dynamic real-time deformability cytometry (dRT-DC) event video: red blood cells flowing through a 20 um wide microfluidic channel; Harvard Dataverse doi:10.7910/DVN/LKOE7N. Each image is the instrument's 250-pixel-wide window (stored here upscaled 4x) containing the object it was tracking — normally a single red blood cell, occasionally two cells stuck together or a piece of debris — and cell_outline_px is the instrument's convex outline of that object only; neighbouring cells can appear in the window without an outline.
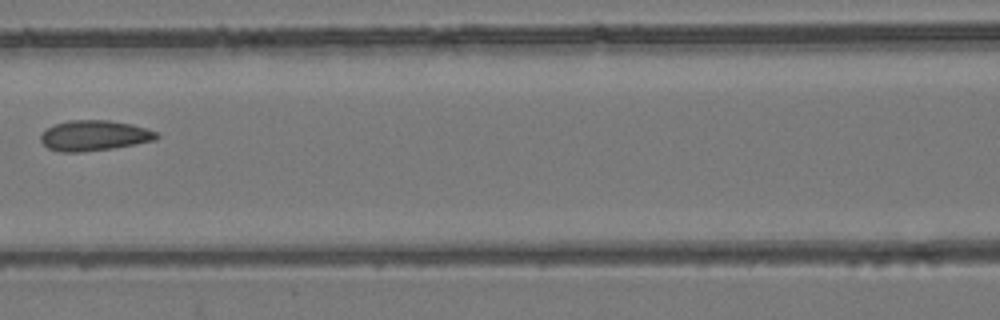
{"species": "common noctule bat (a hibernating species)", "species_latin": "Nyctalus noctula", "temperature_condition": "room temperature", "stored_images_in_passage": 8, "camera_frame_rate_fps": 3000, "um_per_image_px": 0.085, "animal": {"sex": "female", "body_mass_g": 24.6, "forearm_length_mm": 56.2}, "frame": {"image": 1, "passage_image": 7, "time_ms": 2.0, "image_size_px": [1000, 320], "cell_outline_px": [[160, 136], [156, 140], [136, 144], [112, 148], [80, 152], [60, 152], [48, 148], [40, 140], [40, 136], [48, 128], [56, 124], [68, 120], [108, 120], [132, 124], [148, 128], [156, 132]], "centroid_in_image_um": [8.04, 11.52], "position_along_channel_um": 158.6, "area_um2": 20.52}}
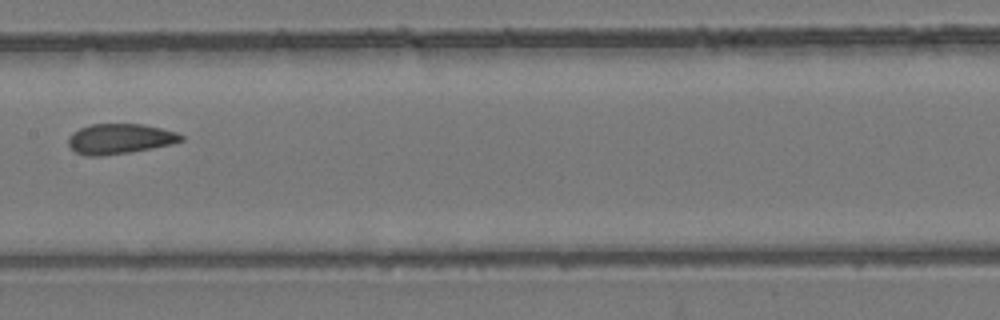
{"frame": {"image": 2, "passage_image": 8, "time_ms": 2.333, "image_size_px": [1000, 320], "cell_outline_px": [[184, 140], [172, 144], [152, 148], [104, 156], [88, 156], [76, 152], [68, 144], [68, 136], [72, 132], [80, 128], [92, 124], [144, 124], [176, 132], [184, 136]], "centroid_in_image_um": [10.18, 11.8], "position_along_channel_um": 197.2, "area_um2": 19.83}}